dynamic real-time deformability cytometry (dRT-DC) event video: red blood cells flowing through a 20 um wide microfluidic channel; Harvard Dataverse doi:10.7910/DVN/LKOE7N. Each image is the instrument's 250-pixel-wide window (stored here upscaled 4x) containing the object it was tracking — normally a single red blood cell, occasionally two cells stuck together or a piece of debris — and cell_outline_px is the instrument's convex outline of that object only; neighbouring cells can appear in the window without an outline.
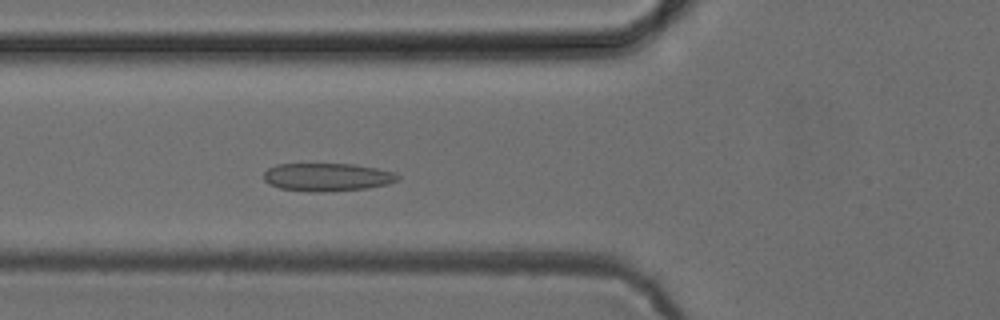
{"species": "common noctule bat (a hibernating species)", "species_latin": "Nyctalus noctula", "temperature_condition": "cold", "stored_images_in_passage": 49, "camera_frame_rate_fps": 3000, "um_per_image_px": 0.085, "animal": {"sex": "female", "body_mass_g": 24.6, "forearm_length_mm": 56.2}, "frame": {"image": 1, "passage_image": 16, "time_ms": 5.0, "image_size_px": [1000, 320], "cell_outline_px": [[400, 176], [396, 180], [388, 184], [368, 188], [324, 192], [320, 192], [280, 188], [268, 184], [264, 180], [264, 172], [268, 168], [276, 164], [352, 164], [376, 168], [396, 172]], "centroid_in_image_um": [27.81, 15.05], "position_along_channel_um": 98.0, "area_um2": 21.85}}
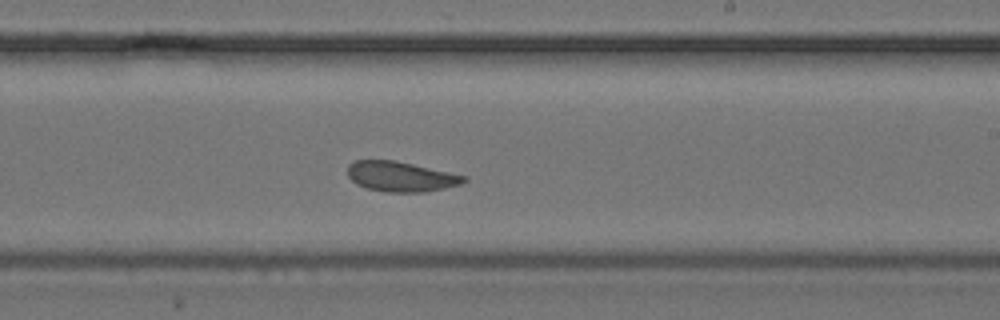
{"frame": {"image": 2, "passage_image": 28, "time_ms": 9.0, "image_size_px": [1000, 320], "cell_outline_px": [[468, 180], [460, 184], [444, 188], [424, 192], [388, 192], [368, 188], [356, 184], [348, 176], [348, 164], [356, 160], [396, 160], [468, 176]], "centroid_in_image_um": [34.09, 15.0], "position_along_channel_um": 254.9, "area_um2": 20.4}}
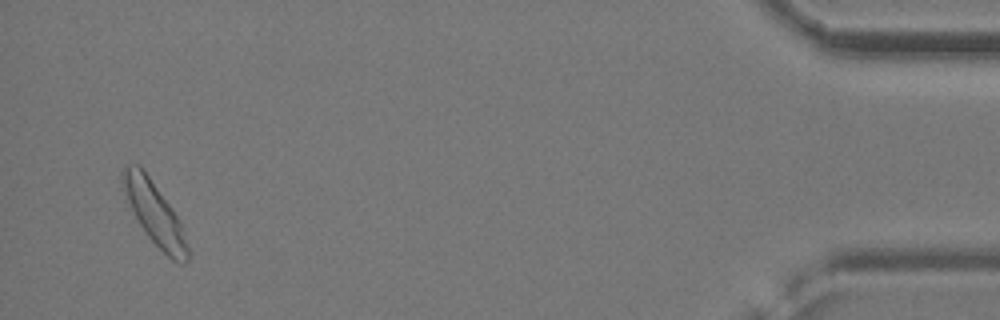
{"frame": {"image": 3, "passage_image": 47, "time_ms": 15.333, "image_size_px": [1000, 320], "cell_outline_px": [[188, 260], [184, 264], [180, 264], [172, 260], [148, 236], [140, 224], [120, 188], [120, 172], [124, 164], [140, 164], [180, 220], [188, 248]], "centroid_in_image_um": [13.08, 18.06], "position_along_channel_um": 422.1, "area_um2": 23.58}}